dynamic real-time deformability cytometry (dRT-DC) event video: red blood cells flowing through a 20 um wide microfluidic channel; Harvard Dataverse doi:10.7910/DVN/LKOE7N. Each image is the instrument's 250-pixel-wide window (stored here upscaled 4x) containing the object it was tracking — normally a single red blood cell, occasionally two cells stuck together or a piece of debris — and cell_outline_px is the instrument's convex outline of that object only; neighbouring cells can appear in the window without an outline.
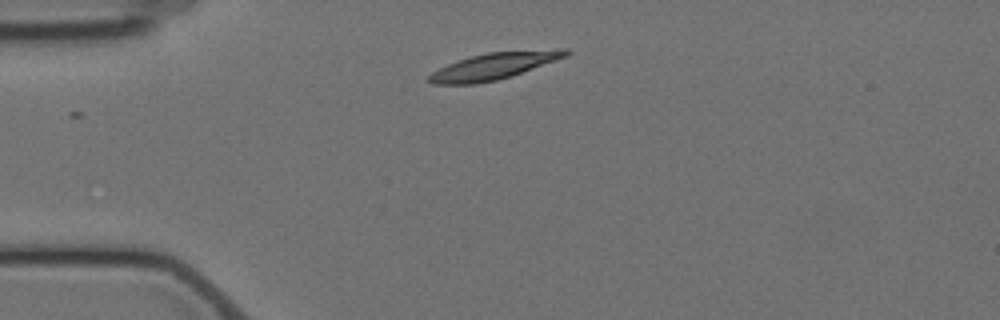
{"species": "Egyptian fruit bat (a non-hibernating species)", "species_latin": "Rousettus aegyptiacus", "temperature_condition": "cold", "stored_images_in_passage": 1, "camera_frame_rate_fps": 3000, "um_per_image_px": 0.085, "animal": {"sex": "female"}, "frame": {"image": 1, "passage_image": 1, "time_ms": 0.0, "image_size_px": [1000, 320], "cell_outline_px": [[572, 52], [568, 56], [512, 76], [496, 80], [476, 84], [432, 84], [428, 80], [428, 76], [432, 72], [448, 64], [472, 56], [488, 52], [560, 48], [568, 48]], "centroid_in_image_um": [42.06, 5.6], "position_along_channel_um": 42.9, "area_um2": 21.33}}